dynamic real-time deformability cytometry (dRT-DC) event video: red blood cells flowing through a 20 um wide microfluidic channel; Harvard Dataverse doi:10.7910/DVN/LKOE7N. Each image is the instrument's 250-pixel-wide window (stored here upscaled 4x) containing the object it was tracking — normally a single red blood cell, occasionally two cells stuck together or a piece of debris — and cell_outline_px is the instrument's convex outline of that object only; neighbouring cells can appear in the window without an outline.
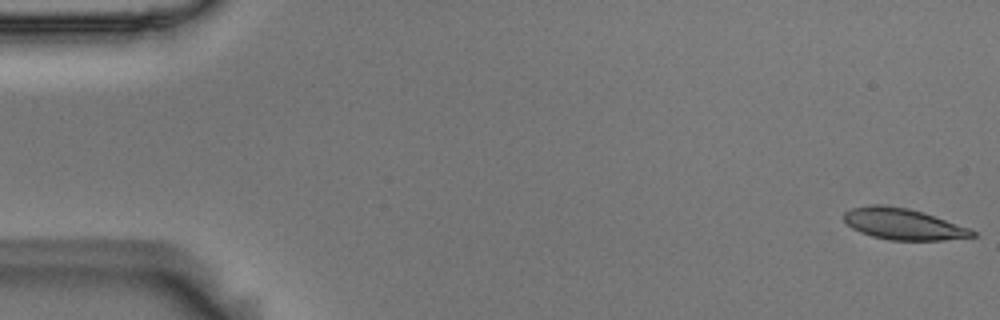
{"species": "Egyptian fruit bat (a non-hibernating species)", "species_latin": "Rousettus aegyptiacus", "temperature_condition": "room temperature", "stored_images_in_passage": 54, "camera_frame_rate_fps": 3000, "um_per_image_px": 0.085, "animal": {"sex": "male"}, "frame": {"image": 1, "passage_image": 1, "time_ms": 0.0, "image_size_px": [1000, 320], "cell_outline_px": [[976, 236], [944, 240], [888, 240], [872, 236], [860, 232], [852, 228], [844, 220], [844, 212], [852, 208], [872, 204], [880, 204], [908, 208], [924, 212], [968, 228], [976, 232]], "centroid_in_image_um": [76.75, 19.04], "position_along_channel_um": 8.3, "area_um2": 23.29}}
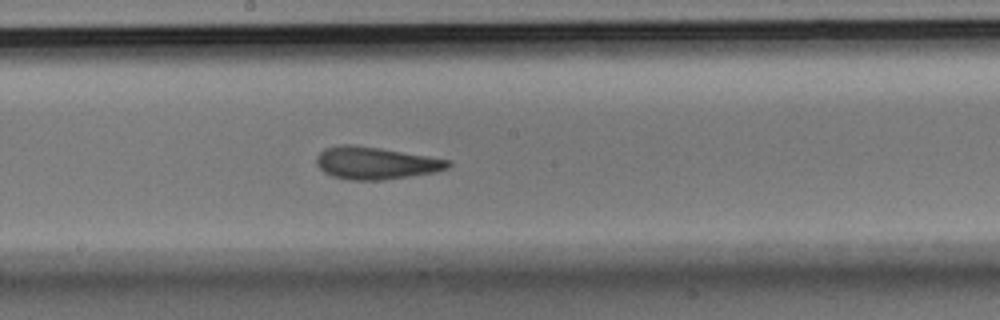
{"frame": {"image": 2, "passage_image": 29, "time_ms": 9.333, "image_size_px": [1000, 320], "cell_outline_px": [[452, 164], [448, 168], [436, 172], [384, 180], [348, 180], [332, 176], [324, 172], [316, 164], [316, 156], [324, 148], [340, 144], [352, 144], [380, 148], [452, 160]], "centroid_in_image_um": [31.93, 13.86], "position_along_channel_um": 216.3, "area_um2": 25.03}}
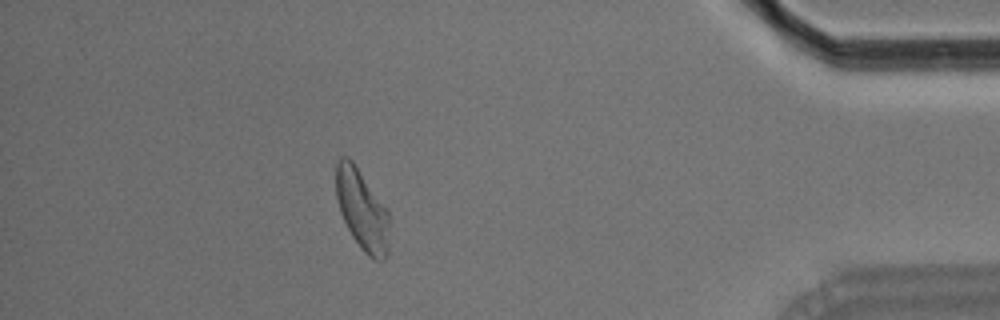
{"frame": {"image": 3, "passage_image": 48, "time_ms": 15.667, "image_size_px": [1000, 320], "cell_outline_px": [[388, 256], [384, 260], [376, 260], [368, 256], [360, 248], [352, 236], [340, 212], [336, 196], [336, 164], [340, 156], [348, 156], [352, 160], [388, 212]], "centroid_in_image_um": [30.75, 17.85], "position_along_channel_um": 404.4, "area_um2": 24.68}, "authors_computed_cell_mechanics": {"area_um2": 24.4783, "velocity_mm_per_s": 3.6963, "shape_relaxation_time_tau1_ms": 6.4226, "shape_relaxation_time_tau2_ms": 1.8807, "deformation_change_tau1": 0.1746, "deformation_change_tau2": 0.0906}}